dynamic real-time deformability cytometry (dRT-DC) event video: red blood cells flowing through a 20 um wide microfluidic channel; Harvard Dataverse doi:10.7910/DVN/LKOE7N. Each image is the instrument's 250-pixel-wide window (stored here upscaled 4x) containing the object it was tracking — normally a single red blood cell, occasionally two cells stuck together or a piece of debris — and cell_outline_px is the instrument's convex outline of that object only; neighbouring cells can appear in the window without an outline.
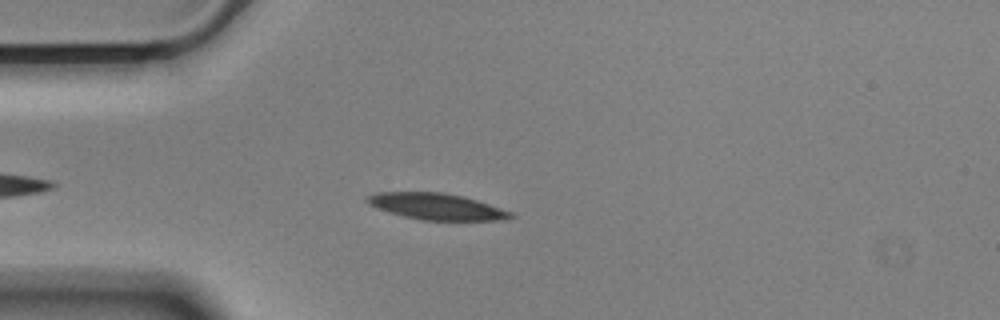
{"species": "Egyptian fruit bat (a non-hibernating species)", "species_latin": "Rousettus aegyptiacus", "temperature_condition": "cold", "stored_images_in_passage": 46, "camera_frame_rate_fps": 3000, "um_per_image_px": 0.085, "animal": {"sex": "male"}, "frame": {"image": 1, "passage_image": 7, "time_ms": 2.0, "image_size_px": [1000, 320], "cell_outline_px": [[516, 216], [496, 220], [420, 220], [388, 212], [376, 208], [368, 204], [364, 200], [364, 196], [376, 192], [444, 192], [464, 196], [512, 212]], "centroid_in_image_um": [37.02, 17.54], "position_along_channel_um": 48.0, "area_um2": 22.08}}
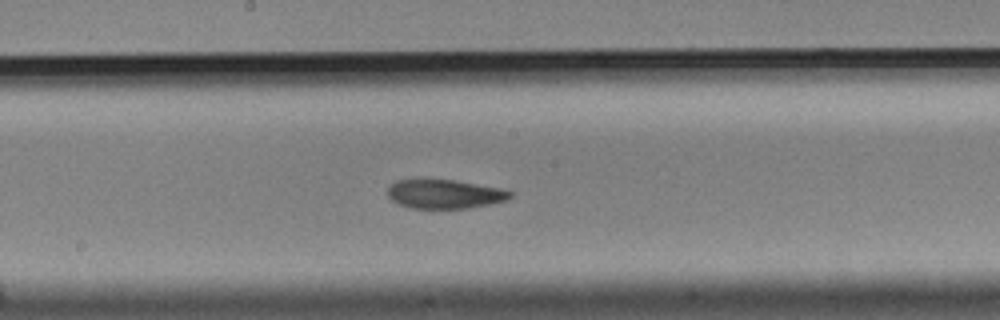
{"frame": {"image": 2, "passage_image": 22, "time_ms": 7.0, "image_size_px": [1000, 320], "cell_outline_px": [[512, 196], [508, 200], [492, 204], [468, 208], [408, 208], [392, 200], [388, 196], [388, 188], [396, 180], [456, 180], [500, 188], [512, 192]], "centroid_in_image_um": [37.83, 16.5], "position_along_channel_um": 210.4, "area_um2": 20.63}}
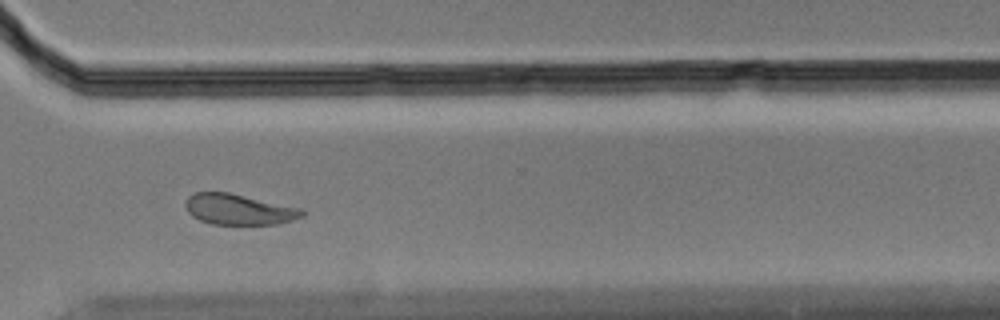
{"frame": {"image": 3, "passage_image": 34, "time_ms": 11.0, "image_size_px": [1000, 320], "cell_outline_px": [[304, 216], [292, 220], [276, 224], [212, 224], [200, 220], [192, 216], [188, 212], [184, 204], [188, 196], [196, 192], [228, 192], [304, 208]], "centroid_in_image_um": [20.32, 17.79], "position_along_channel_um": 350.3, "area_um2": 20.98}, "authors_computed_cell_mechanics": {"area_um2": 21.8195, "velocity_mm_per_s": 3.5037, "shape_relaxation_time_tau1_ms": 5.2554, "shape_relaxation_time_tau2_ms": 3.0281, "deformation_change_tau1": 0.1336, "deformation_change_tau2": 0.087}}